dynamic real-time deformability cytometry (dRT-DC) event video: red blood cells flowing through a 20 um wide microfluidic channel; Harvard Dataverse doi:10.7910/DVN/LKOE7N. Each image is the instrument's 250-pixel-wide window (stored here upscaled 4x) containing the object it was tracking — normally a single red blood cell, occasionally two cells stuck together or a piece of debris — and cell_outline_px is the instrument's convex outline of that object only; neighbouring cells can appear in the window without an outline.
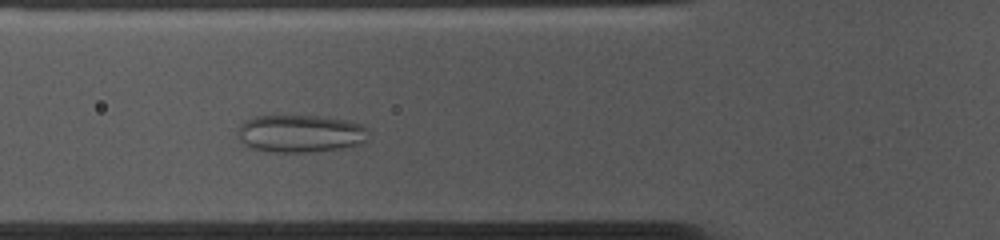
{"species": "common noctule bat (a hibernating species)", "species_latin": "Nyctalus noctula", "temperature_condition": "cold", "stored_images_in_passage": 39, "camera_frame_rate_fps": 3000, "um_per_image_px": 0.085, "animal": {"sex": "female", "body_mass_g": 10.0, "forearm_length_mm": 53.1}, "frame": {"image": 1, "passage_image": 13, "time_ms": 4.0, "image_size_px": [1000, 240], "cell_outline_px": [[368, 128], [364, 140], [360, 148], [304, 152], [272, 152], [252, 148], [240, 144], [236, 136], [236, 132], [240, 124], [244, 120], [252, 116], [324, 116], [348, 120], [364, 124]], "centroid_in_image_um": [25.54, 11.36], "position_along_channel_um": 100.3, "area_um2": 29.65}}
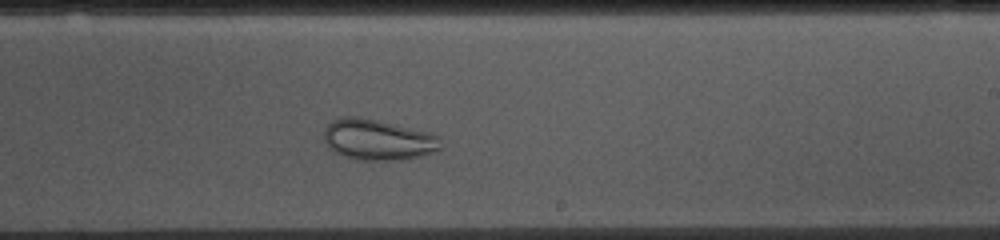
{"frame": {"image": 2, "passage_image": 26, "time_ms": 8.333, "image_size_px": [1000, 240], "cell_outline_px": [[440, 148], [432, 152], [420, 156], [404, 160], [356, 160], [340, 156], [332, 152], [328, 148], [324, 140], [324, 128], [332, 120], [344, 116], [360, 116], [428, 132], [440, 136]], "centroid_in_image_um": [32.06, 11.88], "position_along_channel_um": 256.9, "area_um2": 28.09}}
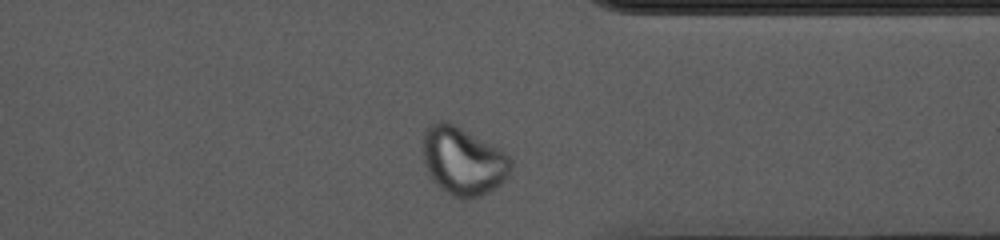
{"frame": {"image": 3, "passage_image": 36, "time_ms": 11.667, "image_size_px": [1000, 240], "cell_outline_px": [[512, 164], [504, 180], [496, 188], [480, 196], [468, 200], [452, 196], [436, 184], [432, 180], [424, 164], [424, 128], [428, 124], [440, 120], [448, 120], [504, 152], [512, 160]], "centroid_in_image_um": [39.33, 13.68], "position_along_channel_um": 372.1, "area_um2": 34.8}}